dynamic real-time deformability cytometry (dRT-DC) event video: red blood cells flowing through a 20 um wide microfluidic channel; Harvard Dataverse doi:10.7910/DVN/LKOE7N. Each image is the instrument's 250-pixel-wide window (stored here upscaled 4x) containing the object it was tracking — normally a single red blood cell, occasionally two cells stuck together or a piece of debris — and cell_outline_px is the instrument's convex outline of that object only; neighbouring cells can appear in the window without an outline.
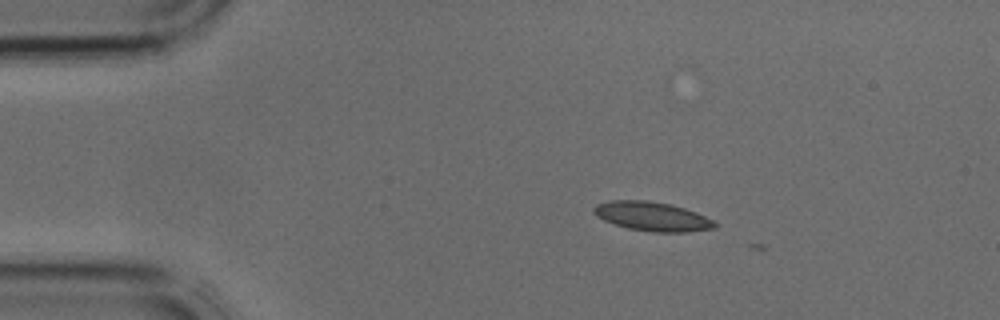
{"species": "common noctule bat (a hibernating species)", "species_latin": "Nyctalus noctula", "temperature_condition": "cold", "stored_images_in_passage": 3, "camera_frame_rate_fps": 3000, "um_per_image_px": 0.085, "animal": {"sex": "male", "body_mass_g": 17.9, "forearm_length_mm": 54.2}, "frame": {"image": 1, "passage_image": 2, "time_ms": 0.333, "image_size_px": [1000, 320], "cell_outline_px": [[716, 228], [688, 232], [652, 232], [628, 228], [604, 220], [596, 216], [592, 212], [592, 208], [596, 204], [608, 200], [644, 200], [668, 204], [684, 208], [696, 212], [712, 220], [716, 224]], "centroid_in_image_um": [55.4, 18.39], "position_along_channel_um": 29.6, "area_um2": 20.46}}